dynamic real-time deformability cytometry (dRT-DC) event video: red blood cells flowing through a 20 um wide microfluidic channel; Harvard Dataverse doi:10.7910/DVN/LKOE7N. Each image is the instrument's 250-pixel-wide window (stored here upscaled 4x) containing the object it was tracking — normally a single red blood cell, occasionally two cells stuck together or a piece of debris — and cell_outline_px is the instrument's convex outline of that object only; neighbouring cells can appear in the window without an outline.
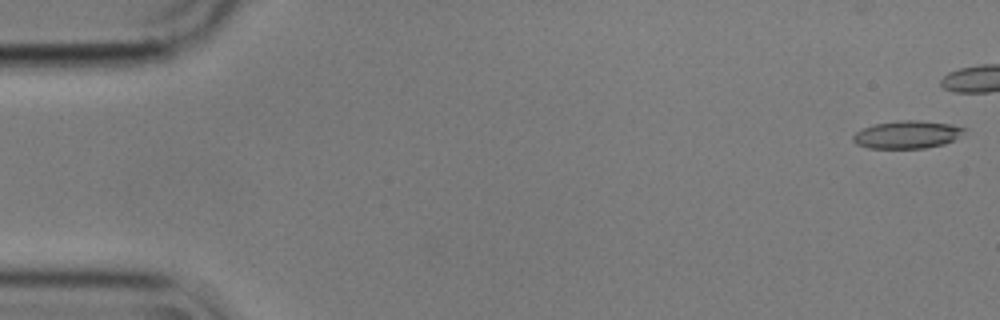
{"species": "common noctule bat (a hibernating species)", "species_latin": "Nyctalus noctula", "temperature_condition": "cold", "stored_images_in_passage": 44, "camera_frame_rate_fps": 3000, "um_per_image_px": 0.085, "animal": {"sex": "male", "body_mass_g": 17.9}, "frame": {"image": 1, "passage_image": 1, "time_ms": 0.0, "image_size_px": [1000, 320], "cell_outline_px": [[968, 128], [952, 140], [944, 144], [924, 148], [868, 148], [856, 144], [852, 140], [852, 136], [856, 132], [864, 128], [876, 124], [900, 120], [916, 120], [952, 124]], "centroid_in_image_um": [77.09, 11.44], "position_along_channel_um": 7.9, "area_um2": 17.8}}
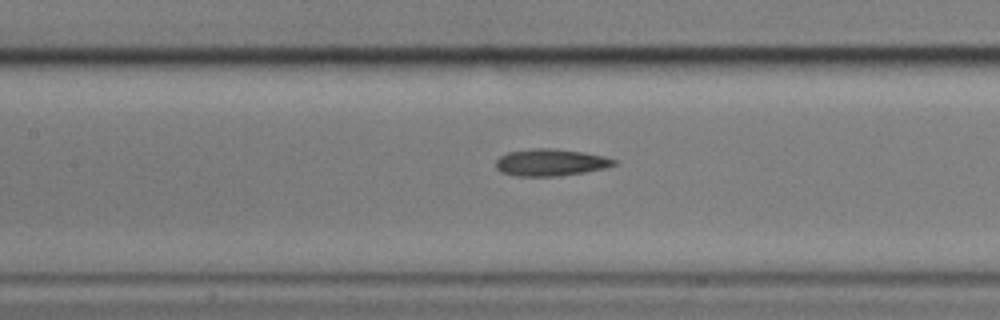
{"frame": {"image": 2, "passage_image": 25, "time_ms": 8.0, "image_size_px": [1000, 320], "cell_outline_px": [[616, 164], [604, 168], [584, 172], [560, 176], [516, 176], [500, 172], [496, 168], [496, 160], [500, 156], [508, 152], [532, 148], [552, 148], [580, 152], [604, 156], [616, 160]], "centroid_in_image_um": [46.76, 13.81], "position_along_channel_um": 160.6, "area_um2": 18.5}}
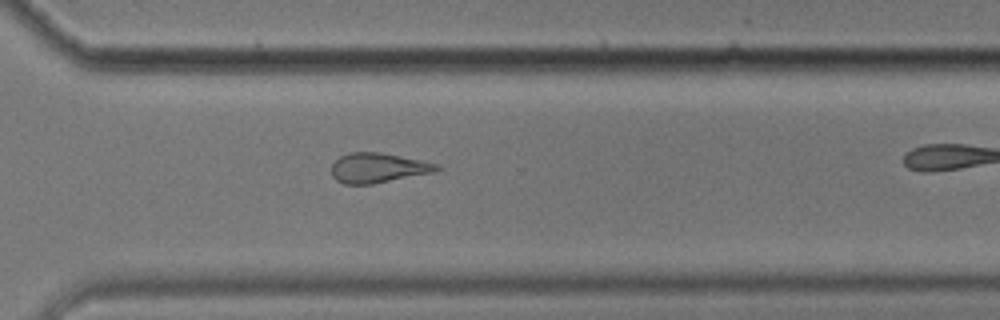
{"frame": {"image": 3, "passage_image": 40, "time_ms": 13.0, "image_size_px": [1000, 320], "cell_outline_px": [[440, 168], [432, 172], [372, 184], [344, 184], [336, 180], [332, 176], [332, 164], [340, 156], [348, 152], [380, 152], [420, 160], [436, 164]], "centroid_in_image_um": [32.06, 14.26], "position_along_channel_um": 338.5, "area_um2": 17.98}, "authors_computed_cell_mechanics": {"area_um2": 18.2937, "velocity_mm_per_s": 3.569, "shape_relaxation_time_tau1_ms": 10.5983, "shape_relaxation_time_tau2_ms": 10.2784, "deformation_change_tau1": 0.2129, "deformation_change_tau2": 0.2231}}